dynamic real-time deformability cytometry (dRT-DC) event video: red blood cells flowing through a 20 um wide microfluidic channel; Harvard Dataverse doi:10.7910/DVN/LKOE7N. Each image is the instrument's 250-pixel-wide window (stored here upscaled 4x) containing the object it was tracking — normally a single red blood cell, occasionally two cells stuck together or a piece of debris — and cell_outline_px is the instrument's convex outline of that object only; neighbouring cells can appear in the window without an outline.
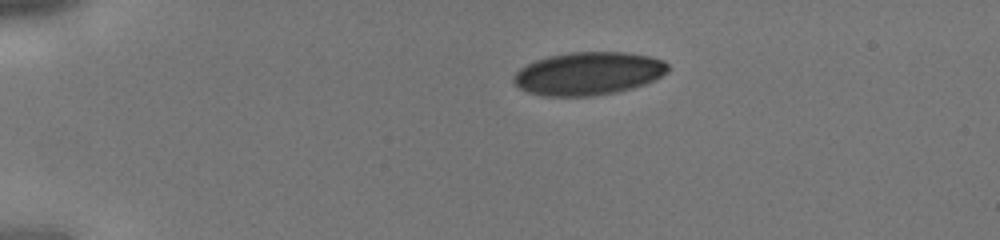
{"species": "human", "species_latin": "Homo sapiens", "temperature_condition": "cold", "stored_images_in_passage": 8, "camera_frame_rate_fps": 3000, "um_per_image_px": 0.085, "donor": {"sex": "male"}, "frame": {"image": 1, "passage_image": 1, "time_ms": 0.0, "image_size_px": [1000, 240], "cell_outline_px": [[668, 72], [656, 80], [632, 88], [616, 92], [592, 96], [544, 96], [528, 92], [520, 88], [512, 80], [512, 76], [520, 68], [536, 60], [548, 56], [572, 52], [628, 52], [648, 56], [664, 60], [668, 64]], "centroid_in_image_um": [50.03, 6.25], "position_along_channel_um": 35.0, "area_um2": 38.78}}
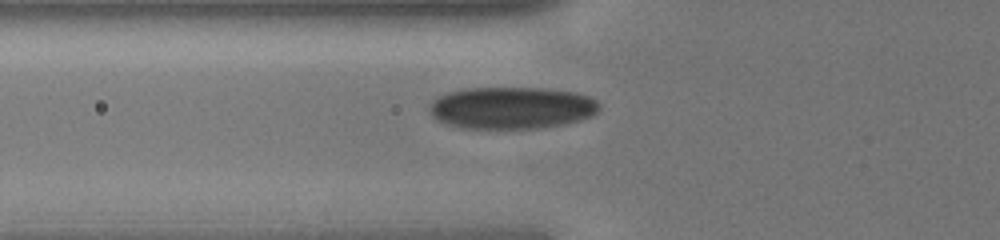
{"frame": {"image": 2, "passage_image": 6, "time_ms": 1.667, "image_size_px": [1000, 240], "cell_outline_px": [[600, 108], [592, 116], [568, 124], [540, 128], [460, 128], [448, 124], [432, 116], [428, 108], [428, 104], [436, 96], [448, 92], [464, 88], [548, 88], [576, 92], [588, 96], [596, 100], [600, 104]], "centroid_in_image_um": [43.5, 9.16], "position_along_channel_um": 82.3, "area_um2": 42.08}}
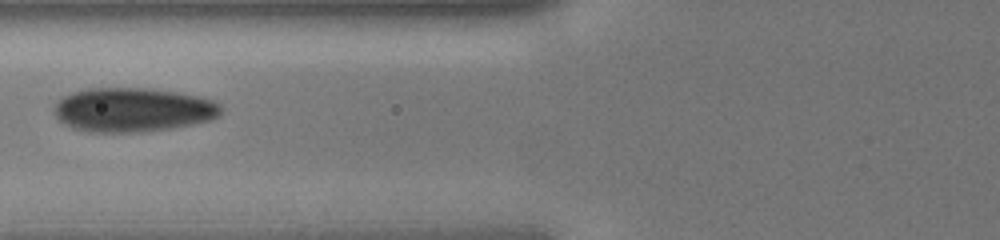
{"frame": {"image": 3, "passage_image": 8, "time_ms": 2.333, "image_size_px": [1000, 240], "cell_outline_px": [[224, 108], [220, 116], [212, 120], [172, 128], [140, 132], [88, 132], [72, 128], [60, 120], [56, 116], [52, 108], [64, 96], [72, 92], [88, 88], [148, 88], [176, 92], [200, 96], [216, 100]], "centroid_in_image_um": [11.35, 9.33], "position_along_channel_um": 114.5, "area_um2": 43.29}}